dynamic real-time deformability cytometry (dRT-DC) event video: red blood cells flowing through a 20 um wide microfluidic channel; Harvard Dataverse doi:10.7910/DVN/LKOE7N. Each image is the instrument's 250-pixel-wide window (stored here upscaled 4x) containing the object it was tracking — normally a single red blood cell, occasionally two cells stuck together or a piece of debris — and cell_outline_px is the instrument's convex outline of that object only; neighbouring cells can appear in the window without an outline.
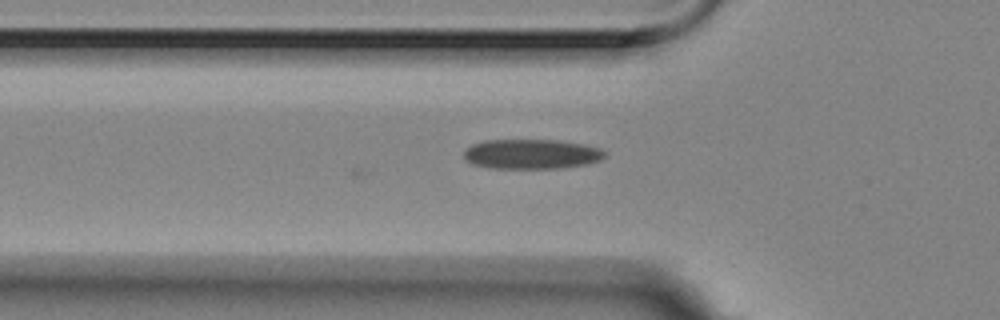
{"species": "Egyptian fruit bat (a non-hibernating species)", "species_latin": "Rousettus aegyptiacus", "temperature_condition": "room temperature", "stored_images_in_passage": 20, "camera_frame_rate_fps": 3000, "um_per_image_px": 0.085, "animal": {"sex": "female"}, "frame": {"image": 1, "passage_image": 20, "time_ms": 6.333, "image_size_px": [1000, 320], "cell_outline_px": [[608, 156], [600, 160], [588, 164], [564, 168], [488, 168], [472, 164], [464, 160], [464, 148], [472, 144], [484, 140], [560, 140], [584, 144], [600, 148], [608, 152]], "centroid_in_image_um": [45.2, 13.09], "position_along_channel_um": 80.6, "area_um2": 24.97}}